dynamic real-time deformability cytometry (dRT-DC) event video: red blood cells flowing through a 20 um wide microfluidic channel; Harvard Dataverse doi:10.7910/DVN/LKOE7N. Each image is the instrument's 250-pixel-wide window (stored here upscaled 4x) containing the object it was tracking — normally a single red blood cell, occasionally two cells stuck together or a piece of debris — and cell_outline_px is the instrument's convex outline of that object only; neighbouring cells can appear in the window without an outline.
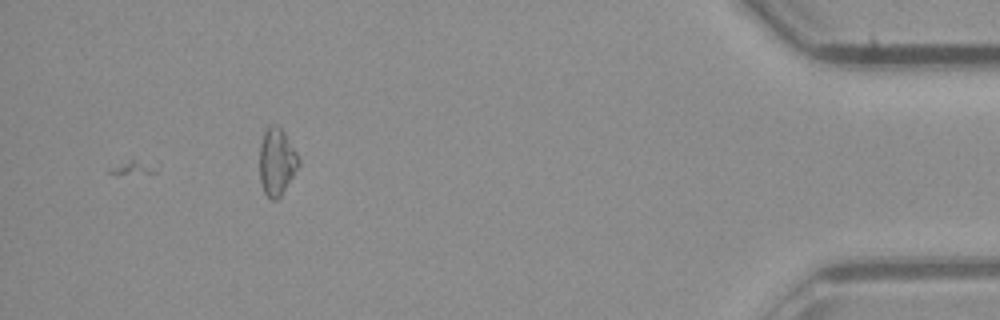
{"species": "common noctule bat (a hibernating species)", "species_latin": "Nyctalus noctula", "temperature_condition": "room temperature", "stored_images_in_passage": 40, "camera_frame_rate_fps": 3000, "um_per_image_px": 0.085, "animal": {"sex": "male", "body_mass_g": 23.1, "forearm_length_mm": 52.7}, "frame": {"image": 1, "passage_image": 40, "time_ms": 13.0, "image_size_px": [1000, 320], "cell_outline_px": [[300, 164], [280, 196], [276, 200], [272, 200], [264, 192], [260, 180], [260, 144], [264, 132], [272, 124], [276, 124], [284, 132], [296, 152], [300, 160]], "centroid_in_image_um": [23.52, 13.74], "position_along_channel_um": 411.7, "area_um2": 15.03}}